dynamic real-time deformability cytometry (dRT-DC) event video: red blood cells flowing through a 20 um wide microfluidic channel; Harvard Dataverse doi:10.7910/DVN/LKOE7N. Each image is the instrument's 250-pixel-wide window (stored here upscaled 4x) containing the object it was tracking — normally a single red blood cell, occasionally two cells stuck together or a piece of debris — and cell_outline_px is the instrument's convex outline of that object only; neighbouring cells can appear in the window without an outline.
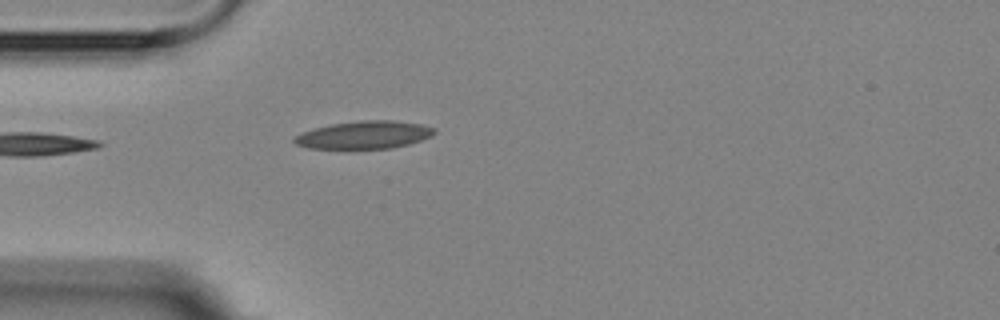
{"species": "Egyptian fruit bat (a non-hibernating species)", "species_latin": "Rousettus aegyptiacus", "temperature_condition": "room temperature", "stored_images_in_passage": 1, "camera_frame_rate_fps": 3000, "um_per_image_px": 0.085, "animal": {"sex": "female"}, "frame": {"image": 1, "passage_image": 1, "time_ms": 0.0, "image_size_px": [1000, 320], "cell_outline_px": [[436, 132], [432, 136], [408, 144], [392, 148], [308, 148], [296, 144], [292, 140], [296, 136], [304, 132], [316, 128], [332, 124], [360, 120], [392, 120], [420, 124], [436, 128]], "centroid_in_image_um": [31.0, 11.46], "position_along_channel_um": 54.0, "area_um2": 22.37}}